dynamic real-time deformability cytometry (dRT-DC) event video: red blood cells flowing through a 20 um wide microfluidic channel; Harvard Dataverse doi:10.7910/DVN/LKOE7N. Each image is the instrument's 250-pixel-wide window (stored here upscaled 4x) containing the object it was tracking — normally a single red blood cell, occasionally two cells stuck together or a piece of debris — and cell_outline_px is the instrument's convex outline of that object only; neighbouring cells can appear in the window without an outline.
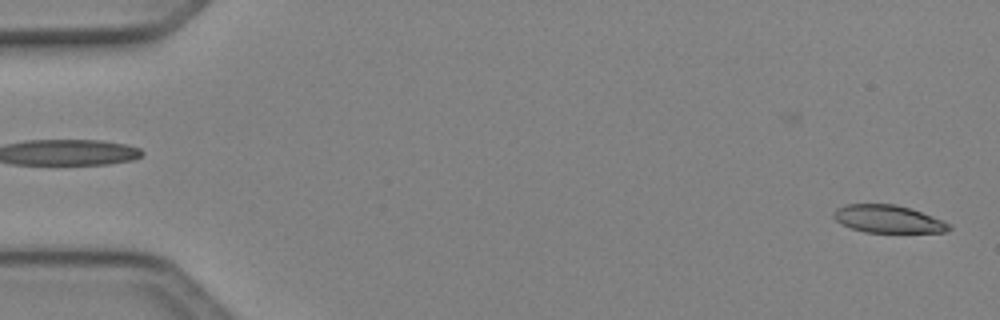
{"species": "Egyptian fruit bat (a non-hibernating species)", "species_latin": "Rousettus aegyptiacus", "temperature_condition": "cold", "stored_images_in_passage": 49, "camera_frame_rate_fps": 3000, "um_per_image_px": 0.085, "animal": {"sex": "female"}, "frame": {"image": 1, "passage_image": 1, "time_ms": 0.0, "image_size_px": [1000, 320], "cell_outline_px": [[952, 228], [944, 232], [864, 232], [840, 224], [832, 216], [832, 212], [836, 208], [848, 204], [896, 204], [932, 216], [952, 224]], "centroid_in_image_um": [75.46, 18.61], "position_along_channel_um": 9.5, "area_um2": 18.55}}
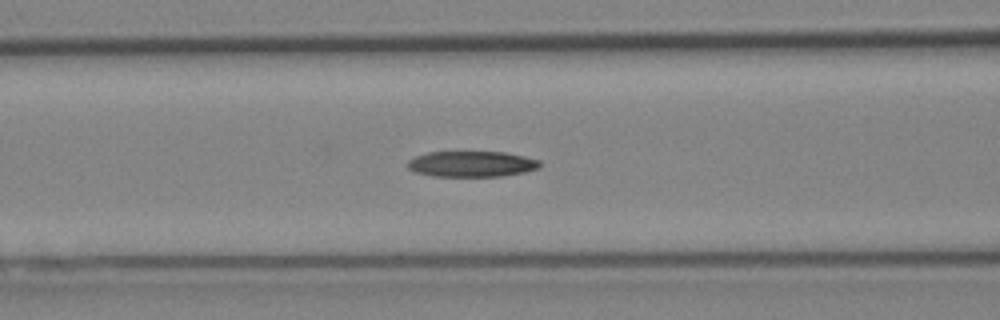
{"frame": {"image": 2, "passage_image": 20, "time_ms": 6.333, "image_size_px": [1000, 320], "cell_outline_px": [[540, 168], [524, 172], [504, 176], [432, 176], [416, 172], [408, 168], [408, 160], [416, 156], [428, 152], [504, 152], [524, 156], [540, 160]], "centroid_in_image_um": [40.11, 13.94], "position_along_channel_um": 126.5, "area_um2": 19.83}}
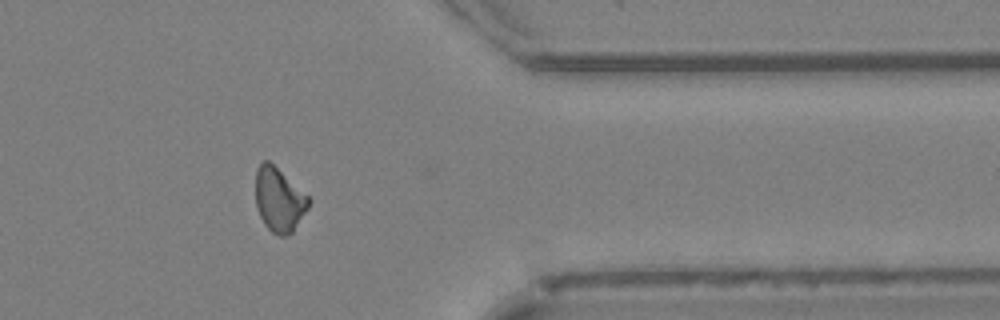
{"frame": {"image": 3, "passage_image": 40, "time_ms": 13.0, "image_size_px": [1000, 320], "cell_outline_px": [[312, 200], [308, 208], [292, 232], [284, 236], [280, 236], [272, 232], [264, 224], [256, 208], [256, 168], [264, 160], [268, 160], [308, 196]], "centroid_in_image_um": [23.71, 16.98], "position_along_channel_um": 387.7, "area_um2": 19.59}}